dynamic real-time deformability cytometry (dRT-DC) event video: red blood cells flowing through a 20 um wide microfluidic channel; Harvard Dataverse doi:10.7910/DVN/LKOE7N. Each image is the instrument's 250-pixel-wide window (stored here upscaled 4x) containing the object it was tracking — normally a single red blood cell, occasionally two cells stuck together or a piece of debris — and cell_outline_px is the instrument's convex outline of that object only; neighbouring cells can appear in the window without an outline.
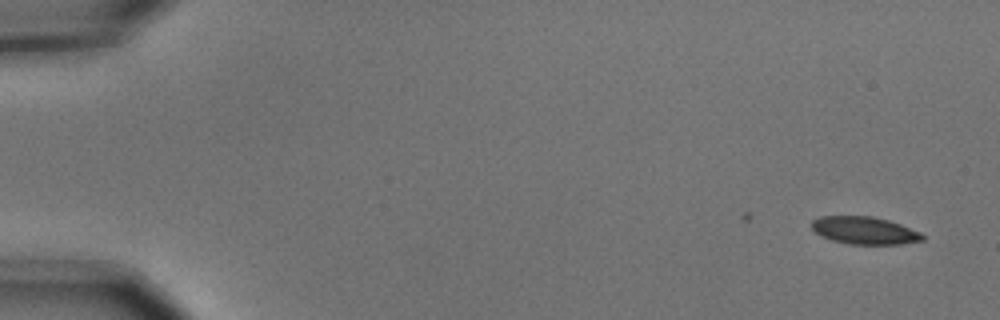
{"species": "common noctule bat (a hibernating species)", "species_latin": "Nyctalus noctula", "temperature_condition": "cold", "stored_images_in_passage": 5, "camera_frame_rate_fps": 3000, "um_per_image_px": 0.085, "animal": {"sex": "male", "body_mass_g": 15.6}, "frame": {"image": 1, "passage_image": 1, "time_ms": 0.0, "image_size_px": [1000, 320], "cell_outline_px": [[924, 240], [900, 244], [848, 244], [832, 240], [816, 232], [812, 228], [812, 220], [820, 216], [872, 216], [888, 220], [900, 224], [920, 232], [924, 236]], "centroid_in_image_um": [73.49, 19.58], "position_along_channel_um": 11.5, "area_um2": 17.63}}
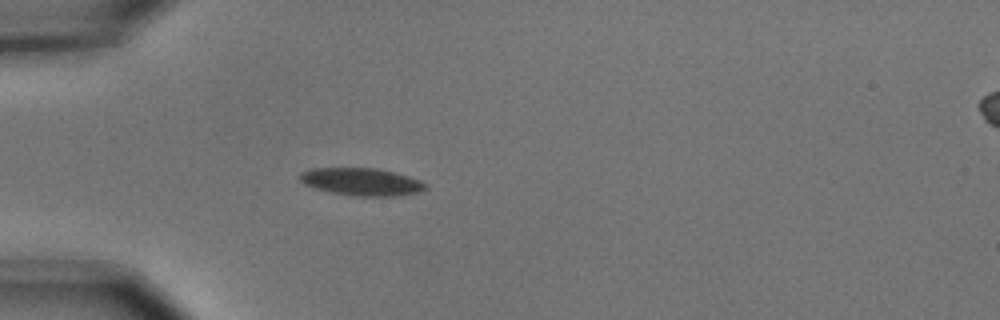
{"frame": {"image": 2, "passage_image": 5, "time_ms": 1.333, "image_size_px": [1000, 320], "cell_outline_px": [[428, 188], [420, 192], [400, 196], [360, 196], [332, 192], [316, 188], [304, 184], [300, 180], [300, 176], [304, 172], [312, 168], [376, 168], [408, 176], [420, 180], [428, 184]], "centroid_in_image_um": [30.81, 15.46], "position_along_channel_um": 54.2, "area_um2": 20.0}}